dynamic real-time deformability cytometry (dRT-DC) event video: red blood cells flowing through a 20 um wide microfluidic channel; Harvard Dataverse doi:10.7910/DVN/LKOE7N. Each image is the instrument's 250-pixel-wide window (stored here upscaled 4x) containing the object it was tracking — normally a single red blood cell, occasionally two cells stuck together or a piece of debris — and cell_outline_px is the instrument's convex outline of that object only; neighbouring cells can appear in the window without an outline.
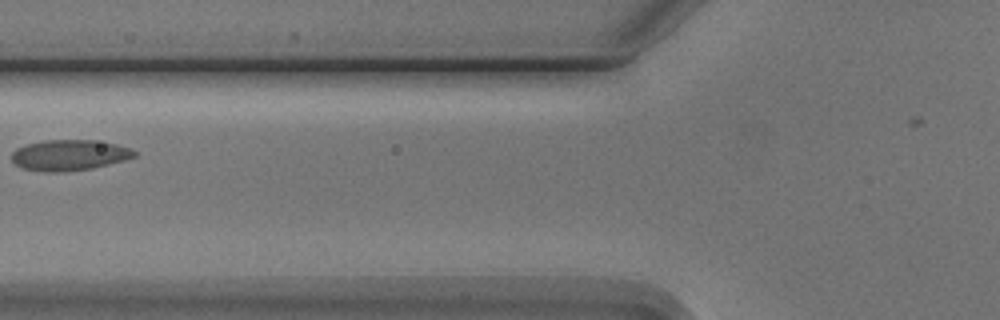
{"species": "Egyptian fruit bat (a non-hibernating species)", "species_latin": "Rousettus aegyptiacus", "temperature_condition": "cold", "stored_images_in_passage": 7, "camera_frame_rate_fps": 3000, "um_per_image_px": 0.085, "animal": {"sex": "male"}, "frame": {"image": 1, "passage_image": 6, "time_ms": 6.0, "image_size_px": [1000, 320], "cell_outline_px": [[136, 156], [92, 168], [60, 172], [48, 172], [20, 168], [12, 160], [12, 152], [16, 148], [28, 144], [44, 140], [92, 140], [116, 144], [132, 148], [136, 152]], "centroid_in_image_um": [5.86, 13.18], "position_along_channel_um": 119.9, "area_um2": 21.79}}
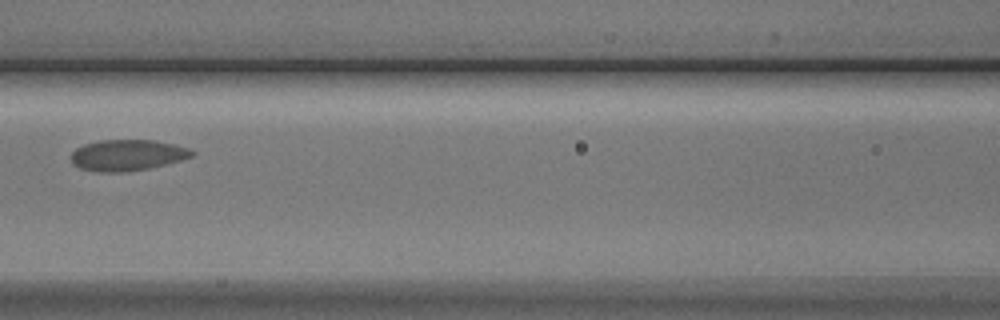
{"frame": {"image": 2, "passage_image": 7, "time_ms": 7.0, "image_size_px": [1000, 320], "cell_outline_px": [[196, 152], [192, 156], [180, 160], [148, 168], [124, 172], [100, 172], [80, 168], [72, 164], [72, 152], [76, 148], [84, 144], [100, 140], [152, 140], [172, 144], [188, 148]], "centroid_in_image_um": [10.79, 13.18], "position_along_channel_um": 155.8, "area_um2": 21.68}}